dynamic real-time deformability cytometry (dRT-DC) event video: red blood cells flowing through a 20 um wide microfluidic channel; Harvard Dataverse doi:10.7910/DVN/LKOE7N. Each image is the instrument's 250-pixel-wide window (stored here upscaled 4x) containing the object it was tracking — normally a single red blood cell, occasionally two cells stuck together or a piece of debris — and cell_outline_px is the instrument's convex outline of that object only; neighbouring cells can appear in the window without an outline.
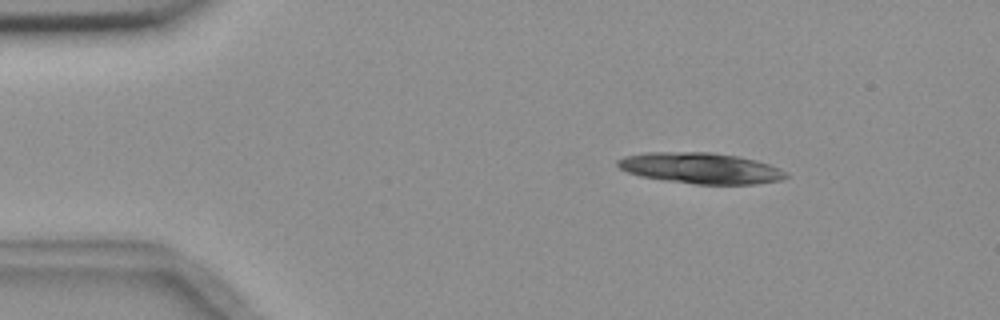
{"species": "common noctule bat (a hibernating species)", "species_latin": "Nyctalus noctula", "temperature_condition": "room temperature", "stored_images_in_passage": 6, "camera_frame_rate_fps": 3000, "um_per_image_px": 0.085, "animal": {"sex": "female", "body_mass_g": 18.4}, "frame": {"image": 1, "passage_image": 3, "time_ms": 2.333, "image_size_px": [1000, 320], "cell_outline_px": [[788, 176], [780, 180], [756, 184], [696, 184], [664, 180], [640, 176], [628, 172], [620, 168], [616, 164], [616, 160], [624, 156], [644, 152], [712, 152], [740, 156], [756, 160], [780, 168], [788, 172]], "centroid_in_image_um": [59.56, 14.28], "position_along_channel_um": 25.4, "area_um2": 30.52}}